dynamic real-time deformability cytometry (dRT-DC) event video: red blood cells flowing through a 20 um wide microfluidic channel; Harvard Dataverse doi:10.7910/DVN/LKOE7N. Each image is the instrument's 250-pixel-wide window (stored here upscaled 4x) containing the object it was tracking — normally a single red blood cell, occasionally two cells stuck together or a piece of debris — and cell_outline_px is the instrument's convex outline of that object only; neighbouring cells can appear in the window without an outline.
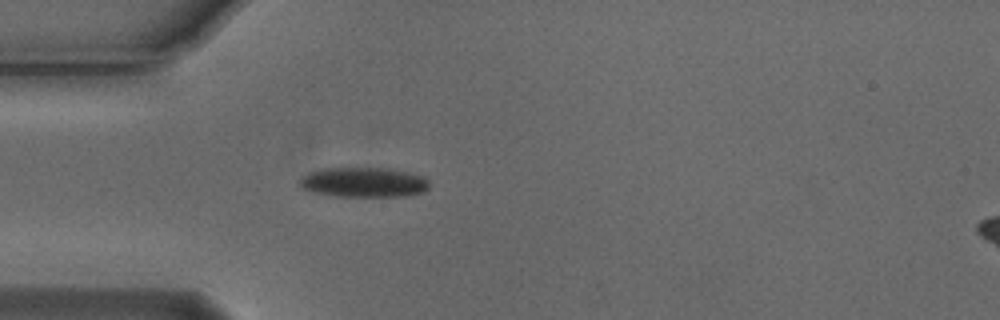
{"species": "Egyptian fruit bat (a non-hibernating species)", "species_latin": "Rousettus aegyptiacus", "temperature_condition": "cold", "stored_images_in_passage": 4, "camera_frame_rate_fps": 3000, "um_per_image_px": 0.085, "animal": {"sex": "male"}, "frame": {"image": 1, "passage_image": 4, "time_ms": 1.0, "image_size_px": [1000, 320], "cell_outline_px": [[428, 188], [424, 192], [408, 196], [336, 196], [316, 192], [304, 188], [300, 184], [300, 180], [308, 172], [324, 168], [388, 168], [408, 172], [420, 176], [428, 180]], "centroid_in_image_um": [30.95, 15.49], "position_along_channel_um": 54.0, "area_um2": 22.31}}